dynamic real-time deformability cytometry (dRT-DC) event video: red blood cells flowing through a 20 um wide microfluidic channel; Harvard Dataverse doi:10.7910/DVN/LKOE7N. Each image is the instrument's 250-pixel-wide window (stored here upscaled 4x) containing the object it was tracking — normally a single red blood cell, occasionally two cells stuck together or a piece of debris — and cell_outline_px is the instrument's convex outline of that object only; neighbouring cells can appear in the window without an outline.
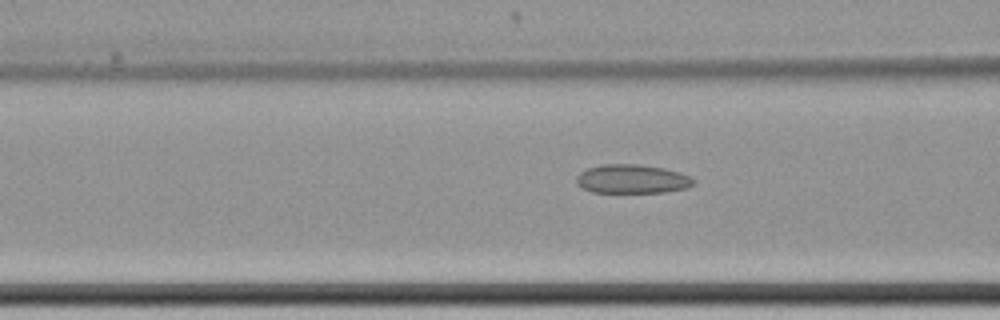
{"species": "common noctule bat (a hibernating species)", "species_latin": "Nyctalus noctula", "temperature_condition": "cold", "stored_images_in_passage": 25, "camera_frame_rate_fps": 3000, "um_per_image_px": 0.085, "animal": {"sex": "female", "body_mass_g": 22.7, "forearm_length_mm": 54.2}, "frame": {"image": 1, "passage_image": 22, "time_ms": 7.0, "image_size_px": [1000, 320], "cell_outline_px": [[696, 184], [688, 188], [664, 192], [592, 192], [576, 184], [576, 176], [580, 172], [588, 168], [600, 164], [640, 164], [664, 168], [680, 172], [696, 180]], "centroid_in_image_um": [53.75, 15.21], "position_along_channel_um": 112.9, "area_um2": 19.88}}